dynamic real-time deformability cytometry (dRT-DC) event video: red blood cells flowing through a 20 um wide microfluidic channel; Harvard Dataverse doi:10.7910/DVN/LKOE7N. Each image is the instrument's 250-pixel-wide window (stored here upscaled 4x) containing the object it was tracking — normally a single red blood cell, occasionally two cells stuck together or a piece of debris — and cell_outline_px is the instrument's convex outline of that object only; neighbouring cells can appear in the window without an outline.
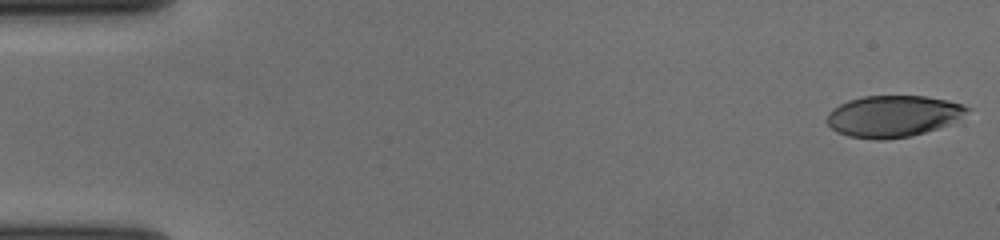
{"species": "human", "species_latin": "Homo sapiens", "temperature_condition": "cold", "stored_images_in_passage": 57, "camera_frame_rate_fps": 3000, "um_per_image_px": 0.085, "donor": {"sex": "female"}, "frame": {"image": 1, "passage_image": 1, "time_ms": 0.0, "image_size_px": [1000, 240], "cell_outline_px": [[972, 108], [956, 120], [940, 128], [912, 136], [884, 140], [876, 140], [848, 136], [836, 132], [828, 124], [828, 112], [832, 108], [848, 100], [864, 96], [924, 96], [948, 100]], "centroid_in_image_um": [75.9, 9.88], "position_along_channel_um": 9.1, "area_um2": 33.99}}
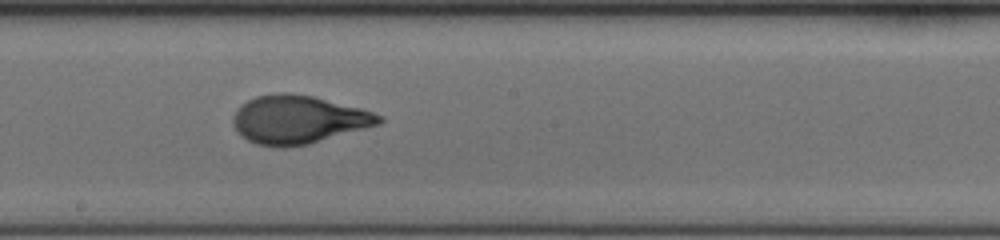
{"frame": {"image": 2, "passage_image": 32, "time_ms": 10.333, "image_size_px": [1000, 240], "cell_outline_px": [[384, 120], [380, 124], [308, 144], [284, 148], [280, 148], [256, 144], [240, 136], [236, 132], [232, 120], [240, 104], [256, 96], [280, 92], [288, 92], [312, 96], [360, 108], [384, 116]], "centroid_in_image_um": [25.33, 10.17], "position_along_channel_um": 222.9, "area_um2": 41.1}}
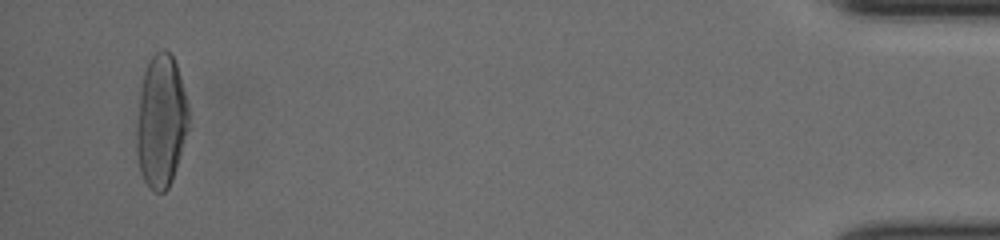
{"frame": {"image": 3, "passage_image": 55, "time_ms": 18.0, "image_size_px": [1000, 240], "cell_outline_px": [[188, 128], [172, 180], [168, 188], [164, 192], [152, 192], [148, 188], [140, 172], [136, 152], [136, 132], [140, 96], [144, 72], [148, 60], [160, 48], [164, 48], [172, 56], [176, 64], [184, 92], [188, 108]], "centroid_in_image_um": [13.67, 10.33], "position_along_channel_um": 421.5, "area_um2": 40.0}, "authors_computed_cell_mechanics": {"area_um2": 39.0728, "velocity_mm_per_s": 3.6429, "shape_relaxation_time_tau1_ms": 4.3183, "shape_relaxation_time_tau2_ms": null, "deformation_change_tau1": 0.2165, "deformation_change_tau2": null}}